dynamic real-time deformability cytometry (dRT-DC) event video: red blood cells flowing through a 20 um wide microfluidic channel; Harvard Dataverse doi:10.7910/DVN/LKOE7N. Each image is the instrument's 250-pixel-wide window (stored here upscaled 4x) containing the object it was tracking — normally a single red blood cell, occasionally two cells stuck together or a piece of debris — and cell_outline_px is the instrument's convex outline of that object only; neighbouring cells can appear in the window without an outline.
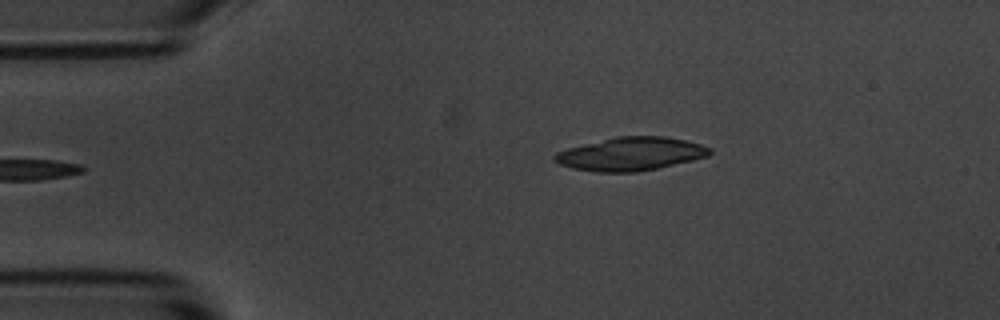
{"species": "common noctule bat (a hibernating species)", "species_latin": "Nyctalus noctula", "temperature_condition": "room temperature", "stored_images_in_passage": 3, "camera_frame_rate_fps": 3000, "um_per_image_px": 0.085, "animal": {"sex": "male", "body_mass_g": 20.1, "forearm_length_mm": 53.5}, "frame": {"image": 1, "passage_image": 1, "time_ms": 0.0, "image_size_px": [1000, 320], "cell_outline_px": [[712, 152], [708, 156], [692, 160], [656, 168], [636, 172], [596, 172], [572, 168], [560, 164], [552, 160], [552, 156], [556, 152], [568, 148], [616, 136], [664, 136], [684, 140], [700, 144], [712, 148]], "centroid_in_image_um": [53.59, 13.08], "position_along_channel_um": 31.4, "area_um2": 30.0}}